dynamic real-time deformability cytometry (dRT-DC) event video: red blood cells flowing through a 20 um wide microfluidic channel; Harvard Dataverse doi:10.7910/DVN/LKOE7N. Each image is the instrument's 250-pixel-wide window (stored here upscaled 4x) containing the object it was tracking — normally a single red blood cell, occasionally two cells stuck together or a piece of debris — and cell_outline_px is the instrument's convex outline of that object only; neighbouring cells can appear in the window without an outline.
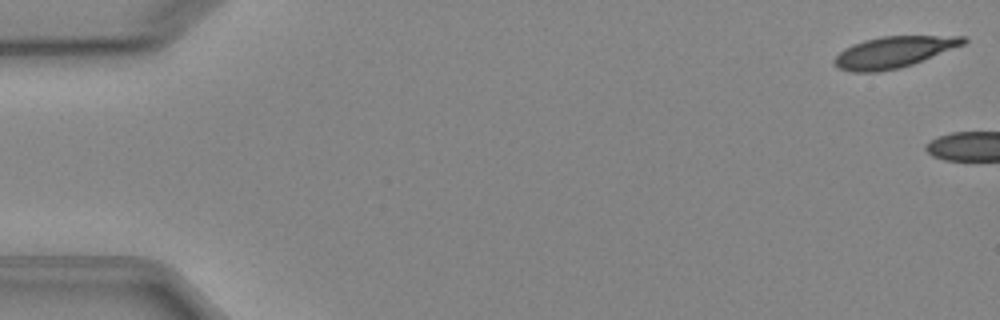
{"species": "Egyptian fruit bat (a non-hibernating species)", "species_latin": "Rousettus aegyptiacus", "temperature_condition": "cold", "stored_images_in_passage": 4, "camera_frame_rate_fps": 3000, "um_per_image_px": 0.085, "animal": {"sex": "female"}, "frame": {"image": 1, "passage_image": 1, "time_ms": 0.0, "image_size_px": [1000, 320], "cell_outline_px": [[968, 40], [964, 44], [912, 64], [900, 68], [880, 72], [852, 72], [840, 68], [832, 64], [832, 60], [844, 48], [852, 44], [864, 40], [880, 36], [964, 36]], "centroid_in_image_um": [75.91, 4.43], "position_along_channel_um": 9.1, "area_um2": 23.47}}